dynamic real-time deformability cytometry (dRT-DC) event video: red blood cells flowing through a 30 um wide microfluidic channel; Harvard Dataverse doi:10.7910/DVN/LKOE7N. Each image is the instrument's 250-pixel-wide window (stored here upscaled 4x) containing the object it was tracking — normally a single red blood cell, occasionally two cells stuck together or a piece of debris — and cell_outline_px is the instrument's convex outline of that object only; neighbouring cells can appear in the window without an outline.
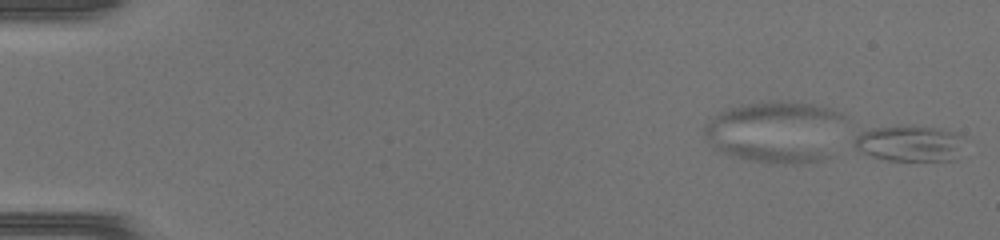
{"species": "common noctule bat (a hibernating species)", "species_latin": "Nyctalus noctula", "temperature_condition": "warm", "stored_images_in_passage": 7, "camera_frame_rate_fps": 3000, "um_per_image_px": 0.085, "animal": {"sex": "female", "body_mass_g": 17.0, "forearm_length_mm": 48.0}, "frame": {"image": 1, "passage_image": 7, "time_ms": 2.0, "image_size_px": [1000, 240], "cell_outline_px": [[952, 136], [948, 160], [888, 160], [864, 152], [856, 148], [856, 136], [860, 132], [876, 128], [932, 128], [948, 132]], "centroid_in_image_um": [76.98, 12.21], "position_along_channel_um": 8.0, "area_um2": 19.77}}